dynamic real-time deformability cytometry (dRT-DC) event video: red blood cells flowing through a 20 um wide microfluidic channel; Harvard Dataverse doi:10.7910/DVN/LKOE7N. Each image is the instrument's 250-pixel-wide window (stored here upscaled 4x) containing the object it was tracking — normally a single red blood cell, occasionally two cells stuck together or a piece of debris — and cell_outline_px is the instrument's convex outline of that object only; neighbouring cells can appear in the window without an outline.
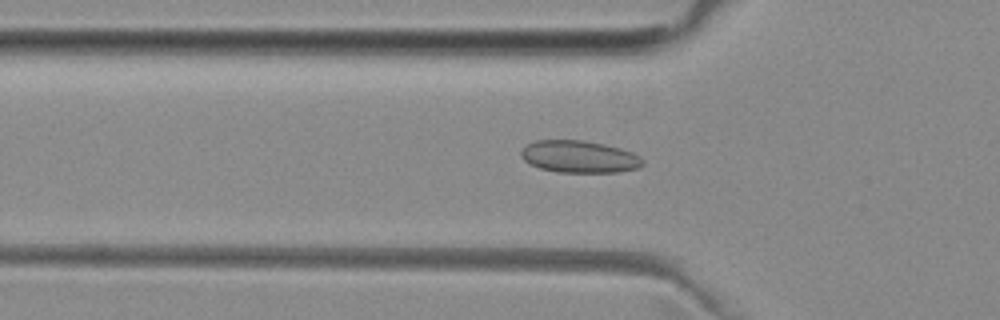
{"species": "common noctule bat (a hibernating species)", "species_latin": "Nyctalus noctula", "temperature_condition": "room temperature", "stored_images_in_passage": 40, "camera_frame_rate_fps": 3000, "um_per_image_px": 0.085, "animal": {"sex": "female", "body_mass_g": 29.2, "forearm_length_mm": 56.3}, "frame": {"image": 1, "passage_image": 5, "time_ms": 1.333, "image_size_px": [1000, 320], "cell_outline_px": [[644, 164], [640, 168], [616, 172], [556, 172], [540, 168], [528, 164], [520, 156], [520, 152], [528, 144], [536, 140], [584, 140], [604, 144], [620, 148], [632, 152], [640, 156], [644, 160]], "centroid_in_image_um": [49.25, 13.32], "position_along_channel_um": 76.6, "area_um2": 22.95}}
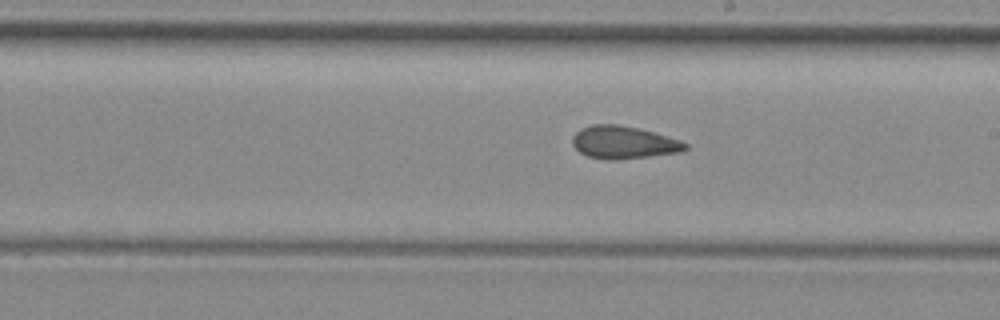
{"frame": {"image": 2, "passage_image": 17, "time_ms": 5.333, "image_size_px": [1000, 320], "cell_outline_px": [[688, 148], [680, 152], [616, 160], [608, 160], [588, 156], [580, 152], [572, 144], [572, 136], [580, 128], [592, 124], [616, 124], [636, 128], [652, 132], [680, 140], [688, 144]], "centroid_in_image_um": [52.97, 12.1], "position_along_channel_um": 236.0, "area_um2": 21.33}}
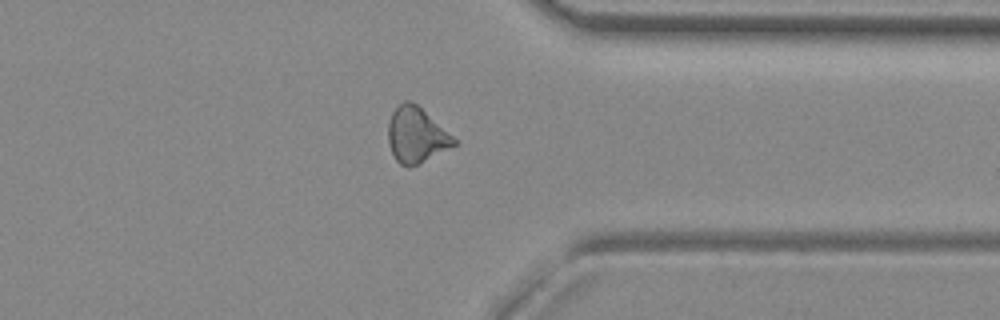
{"frame": {"image": 3, "passage_image": 28, "time_ms": 9.0, "image_size_px": [1000, 320], "cell_outline_px": [[460, 140], [456, 144], [420, 164], [400, 164], [396, 160], [388, 144], [388, 124], [392, 112], [404, 100], [408, 100], [416, 104]], "centroid_in_image_um": [35.41, 11.47], "position_along_channel_um": 376.0, "area_um2": 21.15}, "authors_computed_cell_mechanics": {"area_um2": 21.2415, "velocity_mm_per_s": 3.9832, "shape_relaxation_time_tau1_ms": null, "shape_relaxation_time_tau2_ms": 3.0845, "deformation_change_tau1": null, "deformation_change_tau2": 0.0921}}